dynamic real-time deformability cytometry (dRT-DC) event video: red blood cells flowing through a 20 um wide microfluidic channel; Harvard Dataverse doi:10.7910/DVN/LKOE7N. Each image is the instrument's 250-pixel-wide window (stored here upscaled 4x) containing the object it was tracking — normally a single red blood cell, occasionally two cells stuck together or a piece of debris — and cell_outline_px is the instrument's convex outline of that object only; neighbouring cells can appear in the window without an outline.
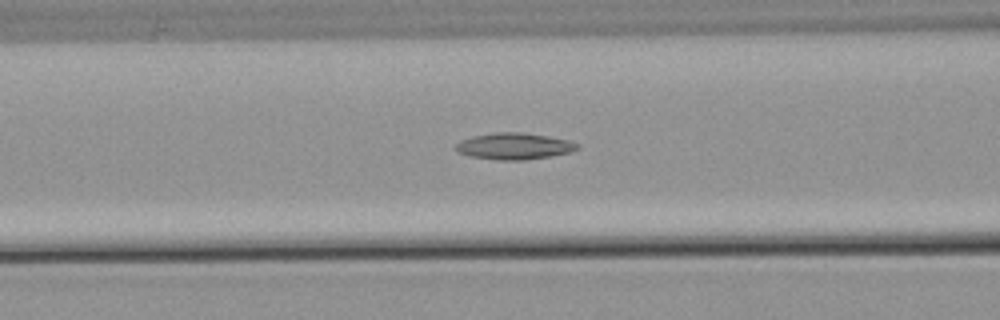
{"species": "common noctule bat (a hibernating species)", "species_latin": "Nyctalus noctula", "temperature_condition": "warm", "stored_images_in_passage": 40, "segment_of_instrument_passage": [1, 2], "camera_frame_rate_fps": 3000, "um_per_image_px": 0.085, "animal": {"sex": "male", "body_mass_g": 21.5, "forearm_length_mm": 52.0}, "frame": {"image": 1, "passage_image": 7, "time_ms": 2.0, "image_size_px": [1000, 320], "cell_outline_px": [[580, 148], [572, 152], [552, 156], [524, 160], [496, 160], [468, 156], [452, 148], [460, 140], [472, 136], [496, 132], [524, 132], [548, 136], [568, 140], [580, 144]], "centroid_in_image_um": [43.71, 12.42], "position_along_channel_um": 122.9, "area_um2": 19.07}}
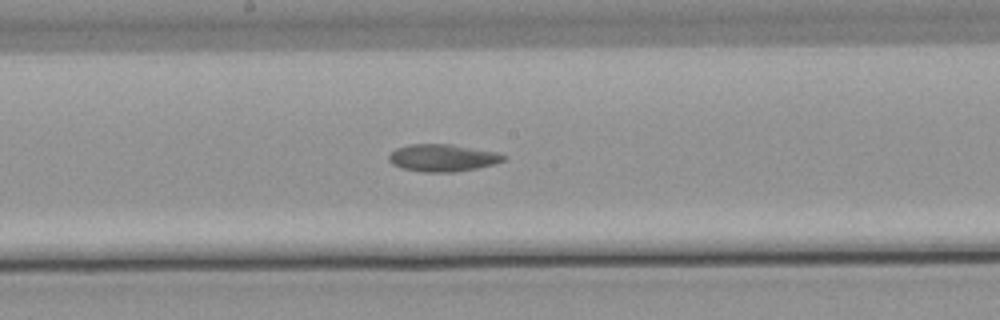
{"frame": {"image": 2, "passage_image": 14, "time_ms": 4.333, "image_size_px": [1000, 320], "cell_outline_px": [[508, 156], [504, 160], [492, 164], [476, 168], [456, 172], [424, 172], [404, 168], [392, 164], [388, 160], [388, 156], [396, 148], [412, 144], [452, 144], [496, 152]], "centroid_in_image_um": [37.62, 13.41], "position_along_channel_um": 210.6, "area_um2": 18.09}}
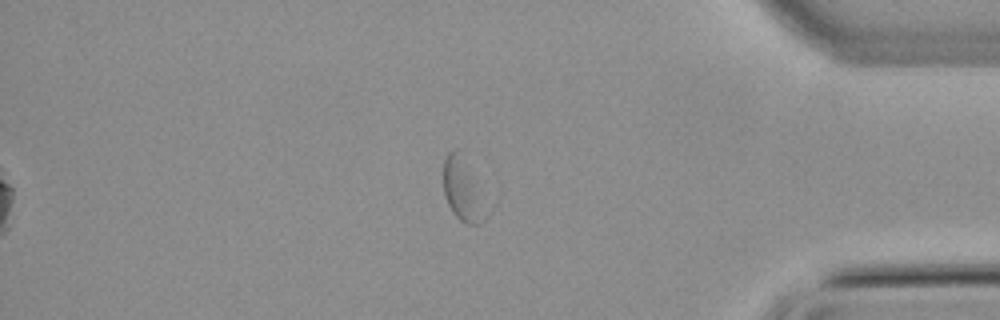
{"frame": {"image": 3, "passage_image": 31, "time_ms": 10.0, "image_size_px": [1000, 320], "cell_outline_px": [[484, 220], [476, 224], [468, 224], [460, 220], [452, 212], [444, 196], [444, 160], [448, 152], [452, 148], [460, 148]], "centroid_in_image_um": [39.14, 16.07], "position_along_channel_um": 396.1, "area_um2": 13.58}}